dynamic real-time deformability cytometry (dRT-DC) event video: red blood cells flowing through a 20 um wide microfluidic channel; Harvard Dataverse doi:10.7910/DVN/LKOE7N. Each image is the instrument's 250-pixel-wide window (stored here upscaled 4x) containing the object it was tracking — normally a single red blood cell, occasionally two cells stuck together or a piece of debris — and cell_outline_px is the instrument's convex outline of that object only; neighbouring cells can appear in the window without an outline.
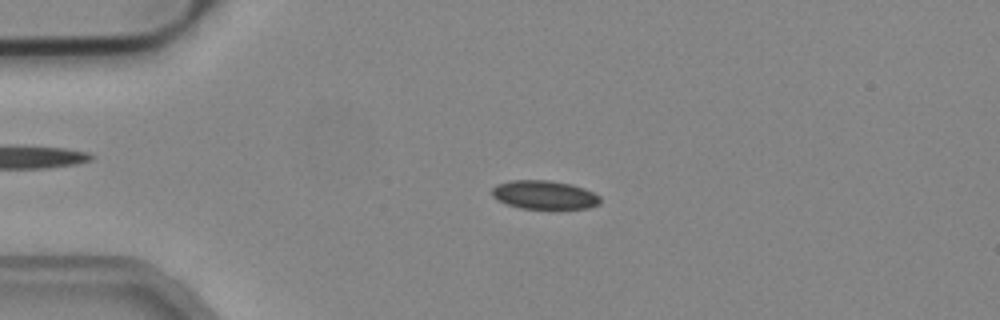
{"species": "common noctule bat (a hibernating species)", "species_latin": "Nyctalus noctula", "temperature_condition": "cold", "stored_images_in_passage": 52, "camera_frame_rate_fps": 3000, "um_per_image_px": 0.085, "animal": {"sex": "male", "body_mass_g": 19.2, "forearm_length_mm": 51.8}, "frame": {"image": 1, "passage_image": 12, "time_ms": 3.667, "image_size_px": [1000, 320], "cell_outline_px": [[600, 204], [588, 208], [520, 208], [496, 200], [492, 196], [492, 188], [496, 184], [508, 180], [548, 180], [572, 184], [584, 188], [600, 196]], "centroid_in_image_um": [46.24, 16.55], "position_along_channel_um": 38.8, "area_um2": 18.09}}
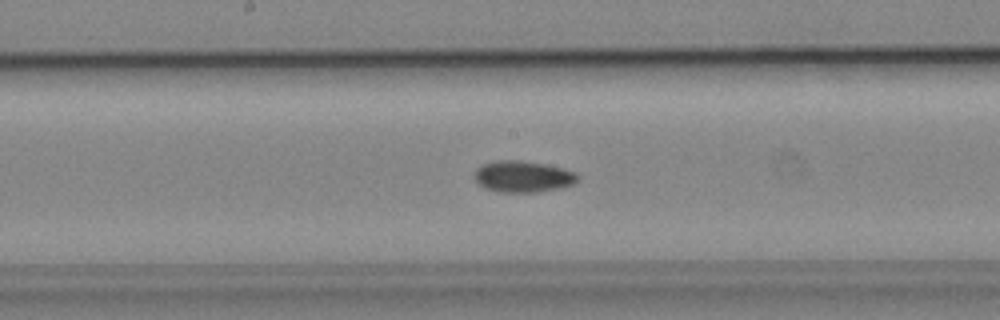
{"frame": {"image": 2, "passage_image": 27, "time_ms": 8.667, "image_size_px": [1000, 320], "cell_outline_px": [[580, 176], [572, 184], [556, 188], [536, 192], [496, 192], [484, 188], [476, 180], [476, 168], [484, 164], [496, 160], [516, 160], [544, 164], [564, 168], [576, 172]], "centroid_in_image_um": [44.45, 15.0], "position_along_channel_um": 203.8, "area_um2": 18.67}}
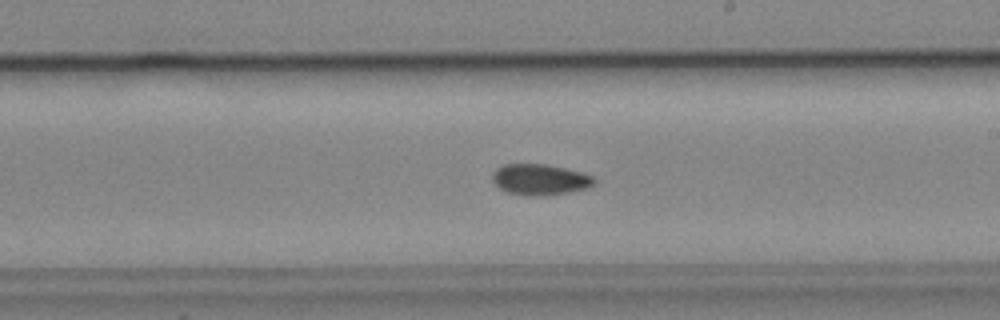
{"frame": {"image": 3, "passage_image": 30, "time_ms": 9.667, "image_size_px": [1000, 320], "cell_outline_px": [[596, 184], [588, 188], [568, 192], [532, 196], [528, 196], [508, 192], [500, 188], [492, 180], [492, 172], [496, 168], [504, 164], [548, 164], [584, 172], [592, 176], [596, 180]], "centroid_in_image_um": [45.92, 15.24], "position_along_channel_um": 243.1, "area_um2": 18.44}, "authors_computed_cell_mechanics": {"area_um2": 18.0047, "velocity_mm_per_s": 3.9521, "shape_relaxation_time_tau1_ms": null, "shape_relaxation_time_tau2_ms": 7.5185, "deformation_change_tau1": null, "deformation_change_tau2": 0.0968}}